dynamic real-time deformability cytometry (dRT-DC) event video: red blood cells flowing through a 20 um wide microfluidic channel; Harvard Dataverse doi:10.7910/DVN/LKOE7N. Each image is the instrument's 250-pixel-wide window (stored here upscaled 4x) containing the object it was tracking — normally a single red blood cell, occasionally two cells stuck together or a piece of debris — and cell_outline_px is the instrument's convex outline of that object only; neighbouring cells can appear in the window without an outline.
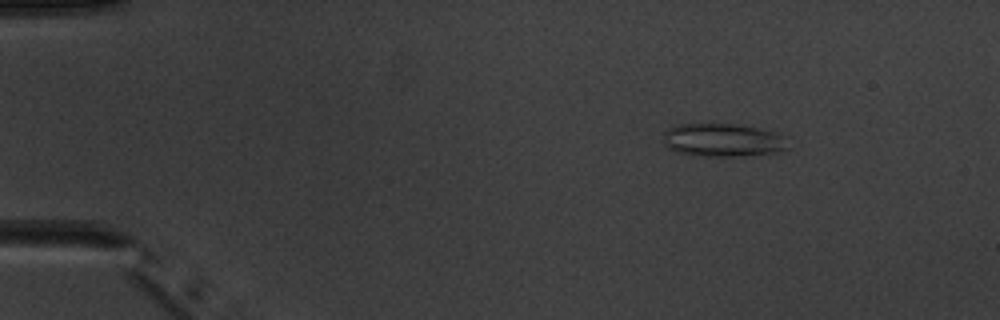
{"species": "common noctule bat (a hibernating species)", "species_latin": "Nyctalus noctula", "temperature_condition": "warm", "stored_images_in_passage": 5, "camera_frame_rate_fps": 3000, "um_per_image_px": 0.085, "animal": {"sex": "male", "body_mass_g": 20.1, "forearm_length_mm": 53.5}, "frame": {"image": 1, "passage_image": 3, "time_ms": 2.333, "image_size_px": [1000, 320], "cell_outline_px": [[788, 148], [772, 152], [736, 156], [700, 156], [676, 152], [668, 148], [664, 144], [664, 132], [668, 128], [680, 124], [740, 124], [760, 128], [784, 136]], "centroid_in_image_um": [61.39, 11.9], "position_along_channel_um": 23.6, "area_um2": 23.93}}